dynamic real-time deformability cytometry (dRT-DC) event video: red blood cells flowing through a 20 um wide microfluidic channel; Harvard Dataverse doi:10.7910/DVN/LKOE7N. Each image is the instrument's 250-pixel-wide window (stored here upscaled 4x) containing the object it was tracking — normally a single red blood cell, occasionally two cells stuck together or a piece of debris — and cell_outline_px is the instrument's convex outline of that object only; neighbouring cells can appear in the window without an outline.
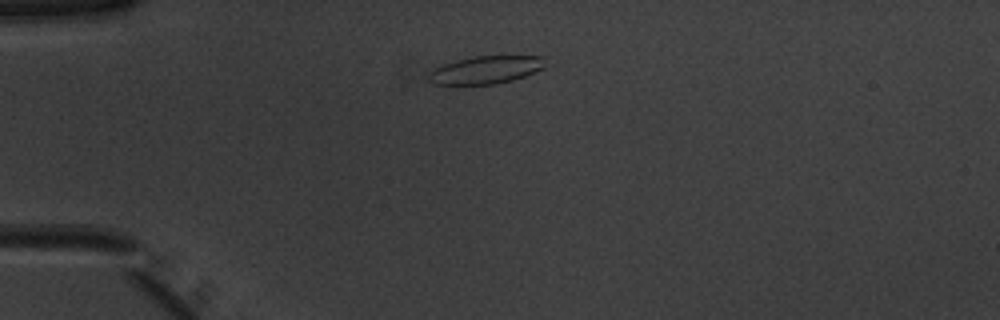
{"species": "common noctule bat (a hibernating species)", "species_latin": "Nyctalus noctula", "temperature_condition": "warm", "stored_images_in_passage": 39, "camera_frame_rate_fps": 3000, "um_per_image_px": 0.085, "animal": {"sex": "male", "body_mass_g": 20.1, "forearm_length_mm": 53.5}, "frame": {"image": 1, "passage_image": 1, "time_ms": 0.0, "image_size_px": [1000, 320], "cell_outline_px": [[548, 56], [544, 68], [524, 76], [512, 80], [496, 84], [432, 84], [428, 80], [428, 72], [444, 64], [476, 56]], "centroid_in_image_um": [41.34, 5.94], "position_along_channel_um": 43.7, "area_um2": 18.79}}
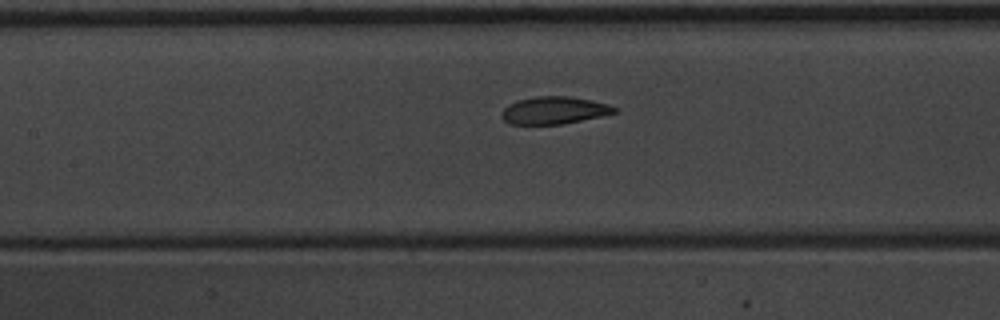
{"frame": {"image": 2, "passage_image": 12, "time_ms": 3.667, "image_size_px": [1000, 320], "cell_outline_px": [[620, 112], [560, 124], [508, 124], [504, 120], [504, 108], [508, 104], [516, 100], [536, 96], [568, 96], [592, 100], [608, 104], [616, 108]], "centroid_in_image_um": [47.12, 9.37], "position_along_channel_um": 160.3, "area_um2": 17.86}}
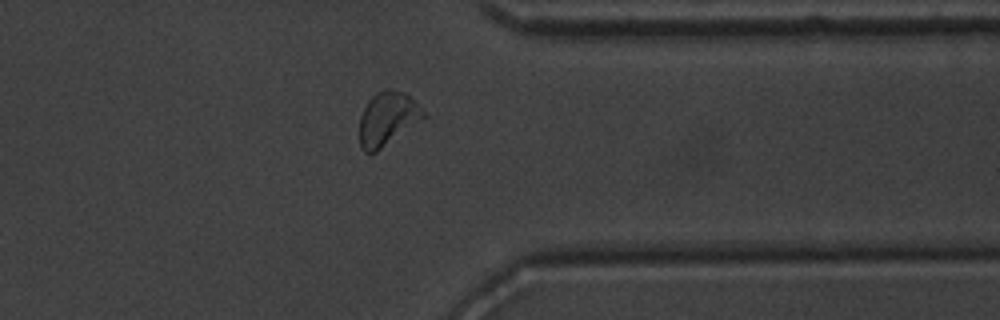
{"frame": {"image": 3, "passage_image": 29, "time_ms": 9.333, "image_size_px": [1000, 320], "cell_outline_px": [[428, 116], [376, 152], [364, 152], [360, 144], [360, 116], [368, 100], [376, 92], [384, 88], [388, 88], [404, 92]], "centroid_in_image_um": [32.92, 10.08], "position_along_channel_um": 378.5, "area_um2": 19.83}, "authors_computed_cell_mechanics": {"area_um2": 19.0162, "velocity_mm_per_s": 3.9251, "shape_relaxation_time_tau1_ms": 3.4113, "shape_relaxation_time_tau2_ms": 1.0918, "deformation_change_tau1": 0.1398, "deformation_change_tau2": 0.0647}}